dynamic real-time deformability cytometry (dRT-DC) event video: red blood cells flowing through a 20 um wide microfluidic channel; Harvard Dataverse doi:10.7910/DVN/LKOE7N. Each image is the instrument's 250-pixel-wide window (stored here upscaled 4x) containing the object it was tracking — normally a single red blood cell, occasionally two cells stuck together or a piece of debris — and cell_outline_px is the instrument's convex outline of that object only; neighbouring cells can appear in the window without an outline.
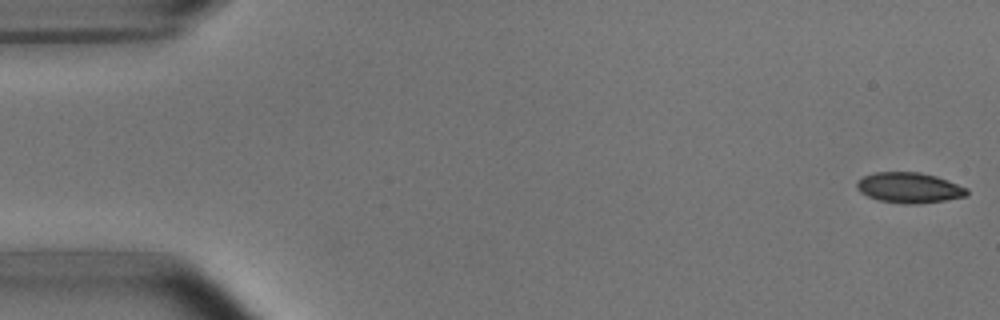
{"species": "common noctule bat (a hibernating species)", "species_latin": "Nyctalus noctula", "temperature_condition": "room temperature", "stored_images_in_passage": 6, "camera_frame_rate_fps": 3000, "um_per_image_px": 0.085, "animal": {"sex": "male", "body_mass_g": 15.6}, "frame": {"image": 1, "passage_image": 1, "time_ms": 0.0, "image_size_px": [1000, 320], "cell_outline_px": [[968, 196], [944, 200], [916, 204], [904, 204], [876, 200], [860, 192], [856, 188], [856, 184], [864, 176], [872, 172], [920, 172], [936, 176], [948, 180], [968, 188]], "centroid_in_image_um": [77.29, 15.96], "position_along_channel_um": 7.7, "area_um2": 19.65}}
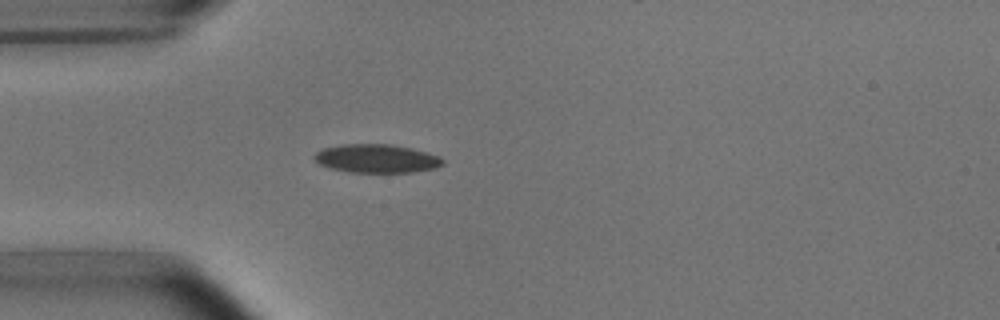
{"frame": {"image": 2, "passage_image": 5, "time_ms": 4.667, "image_size_px": [1000, 320], "cell_outline_px": [[444, 164], [436, 168], [412, 172], [352, 172], [332, 168], [320, 164], [312, 156], [316, 152], [324, 148], [344, 144], [392, 144], [412, 148], [428, 152], [440, 156], [444, 160]], "centroid_in_image_um": [32.06, 13.47], "position_along_channel_um": 52.9, "area_um2": 21.33}}